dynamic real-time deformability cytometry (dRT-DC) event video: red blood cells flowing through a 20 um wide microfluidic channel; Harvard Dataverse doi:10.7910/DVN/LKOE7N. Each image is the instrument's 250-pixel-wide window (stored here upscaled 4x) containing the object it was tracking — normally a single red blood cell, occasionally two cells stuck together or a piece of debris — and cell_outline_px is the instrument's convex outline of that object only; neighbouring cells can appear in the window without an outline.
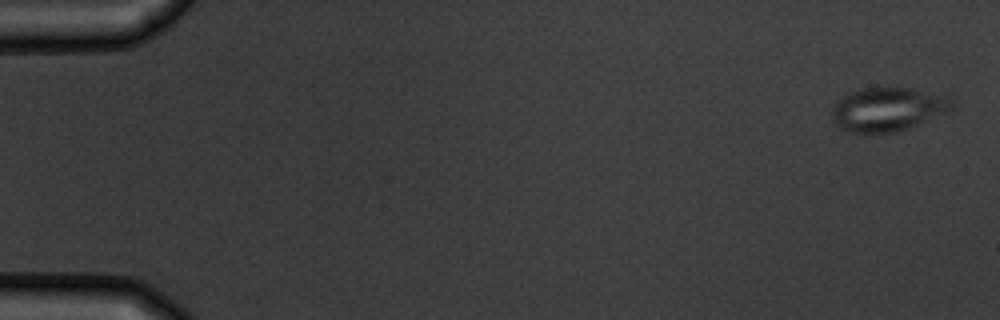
{"species": "common noctule bat (a hibernating species)", "species_latin": "Nyctalus noctula", "temperature_condition": "warm", "stored_images_in_passage": 6, "camera_frame_rate_fps": 3000, "um_per_image_px": 0.085, "animal": {"sex": "male", "body_mass_g": 19.5, "forearm_length_mm": 54.6}, "frame": {"image": 1, "passage_image": 1, "time_ms": 0.0, "image_size_px": [1000, 320], "cell_outline_px": [[956, 104], [948, 112], [908, 128], [896, 132], [848, 132], [840, 128], [836, 124], [832, 116], [832, 104], [836, 100], [860, 88], [880, 84], [912, 88], [952, 96], [956, 100]], "centroid_in_image_um": [75.51, 9.23], "position_along_channel_um": 9.5, "area_um2": 31.62}}